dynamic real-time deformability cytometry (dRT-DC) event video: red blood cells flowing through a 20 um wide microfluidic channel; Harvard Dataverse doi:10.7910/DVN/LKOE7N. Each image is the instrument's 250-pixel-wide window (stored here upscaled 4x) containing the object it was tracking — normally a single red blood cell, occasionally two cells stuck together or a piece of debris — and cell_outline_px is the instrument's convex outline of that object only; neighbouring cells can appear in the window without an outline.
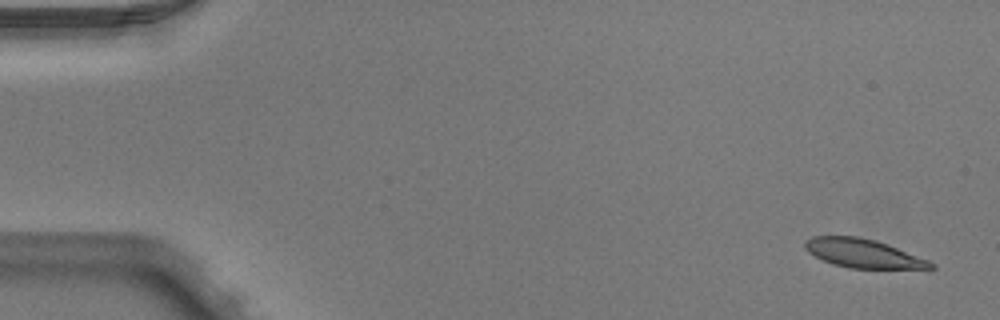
{"species": "Egyptian fruit bat (a non-hibernating species)", "species_latin": "Rousettus aegyptiacus", "temperature_condition": "warm", "stored_images_in_passage": 4, "camera_frame_rate_fps": 3000, "um_per_image_px": 0.085, "animal": {"sex": "male"}, "frame": {"image": 1, "passage_image": 1, "time_ms": 0.0, "image_size_px": [1000, 320], "cell_outline_px": [[936, 268], [848, 268], [832, 264], [808, 252], [804, 248], [804, 240], [812, 236], [856, 236], [876, 240], [888, 244], [928, 260], [936, 264]], "centroid_in_image_um": [73.34, 21.53], "position_along_channel_um": 11.7, "area_um2": 20.98}}
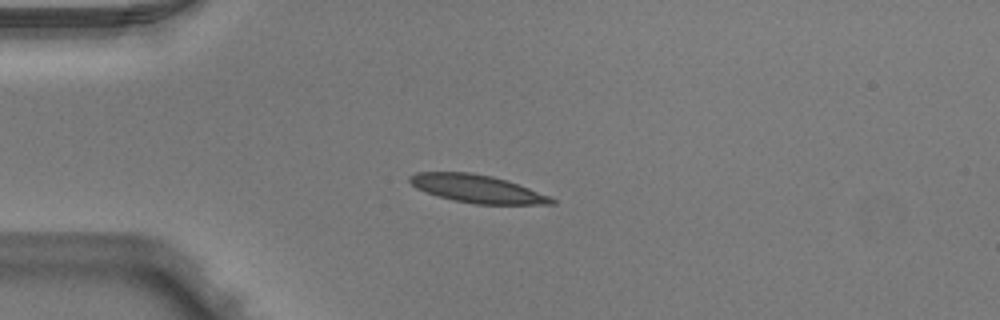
{"frame": {"image": 2, "passage_image": 4, "time_ms": 1.0, "image_size_px": [1000, 320], "cell_outline_px": [[556, 204], [476, 204], [456, 200], [440, 196], [416, 188], [408, 180], [408, 176], [416, 172], [472, 172], [492, 176], [508, 180], [552, 196], [556, 200]], "centroid_in_image_um": [40.61, 16.03], "position_along_channel_um": 44.4, "area_um2": 23.06}}